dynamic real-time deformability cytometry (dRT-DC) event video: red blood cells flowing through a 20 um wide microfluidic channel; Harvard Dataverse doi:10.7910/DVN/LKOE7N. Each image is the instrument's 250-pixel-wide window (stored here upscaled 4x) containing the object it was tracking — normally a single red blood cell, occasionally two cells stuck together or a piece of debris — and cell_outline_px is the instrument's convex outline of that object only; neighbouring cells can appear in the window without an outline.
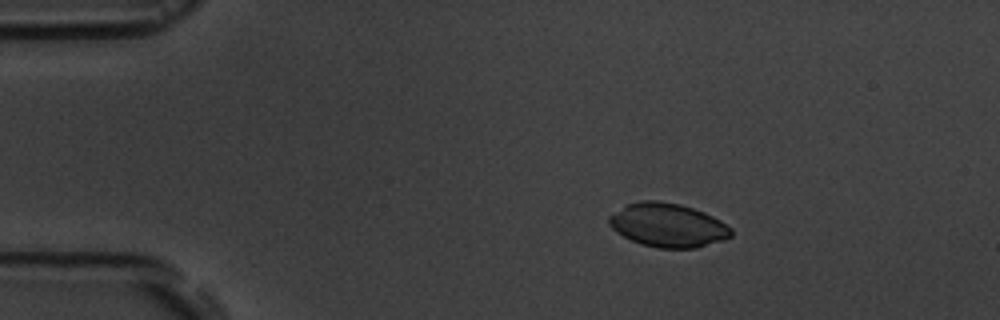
{"species": "common noctule bat (a hibernating species)", "species_latin": "Nyctalus noctula", "temperature_condition": "room temperature", "stored_images_in_passage": 6, "camera_frame_rate_fps": 3000, "um_per_image_px": 0.085, "animal": {"sex": "male", "body_mass_g": 19.5, "forearm_length_mm": 54.6}, "frame": {"image": 1, "passage_image": 2, "time_ms": 1.333, "image_size_px": [1000, 320], "cell_outline_px": [[732, 236], [724, 240], [696, 248], [656, 248], [640, 244], [616, 232], [608, 224], [608, 216], [628, 204], [640, 200], [660, 200], [680, 204], [704, 212], [720, 220], [732, 228]], "centroid_in_image_um": [56.77, 19.14], "position_along_channel_um": 28.2, "area_um2": 31.27}}